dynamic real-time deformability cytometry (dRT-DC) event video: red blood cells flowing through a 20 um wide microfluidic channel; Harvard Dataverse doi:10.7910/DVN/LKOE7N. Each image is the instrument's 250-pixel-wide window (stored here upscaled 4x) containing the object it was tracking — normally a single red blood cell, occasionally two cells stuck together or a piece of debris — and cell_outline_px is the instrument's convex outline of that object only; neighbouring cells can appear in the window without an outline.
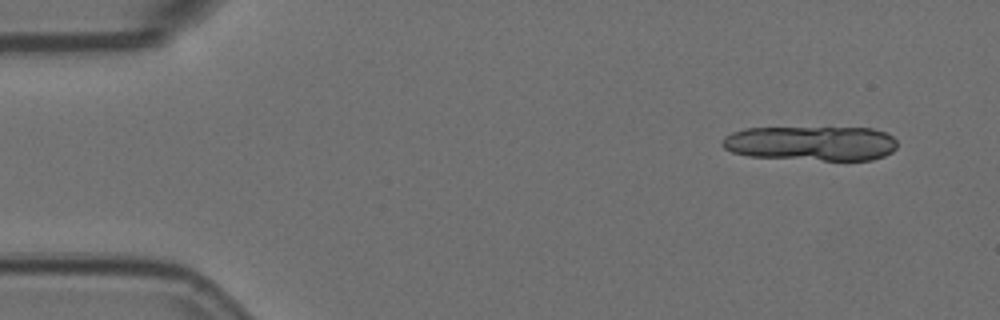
{"species": "Egyptian fruit bat (a non-hibernating species)", "species_latin": "Rousettus aegyptiacus", "temperature_condition": "room temperature", "stored_images_in_passage": 6, "segment_of_instrument_passage": [1, 2], "camera_frame_rate_fps": 3000, "um_per_image_px": 0.085, "animal": {"sex": "female"}, "frame": {"image": 1, "passage_image": 1, "time_ms": 0.0, "image_size_px": [1000, 320], "cell_outline_px": [[896, 148], [892, 152], [884, 156], [872, 160], [824, 160], [748, 156], [732, 152], [724, 148], [720, 144], [724, 136], [732, 132], [744, 128], [872, 128], [884, 132], [892, 136], [896, 140]], "centroid_in_image_um": [68.94, 12.18], "position_along_channel_um": 16.1, "area_um2": 35.43}}